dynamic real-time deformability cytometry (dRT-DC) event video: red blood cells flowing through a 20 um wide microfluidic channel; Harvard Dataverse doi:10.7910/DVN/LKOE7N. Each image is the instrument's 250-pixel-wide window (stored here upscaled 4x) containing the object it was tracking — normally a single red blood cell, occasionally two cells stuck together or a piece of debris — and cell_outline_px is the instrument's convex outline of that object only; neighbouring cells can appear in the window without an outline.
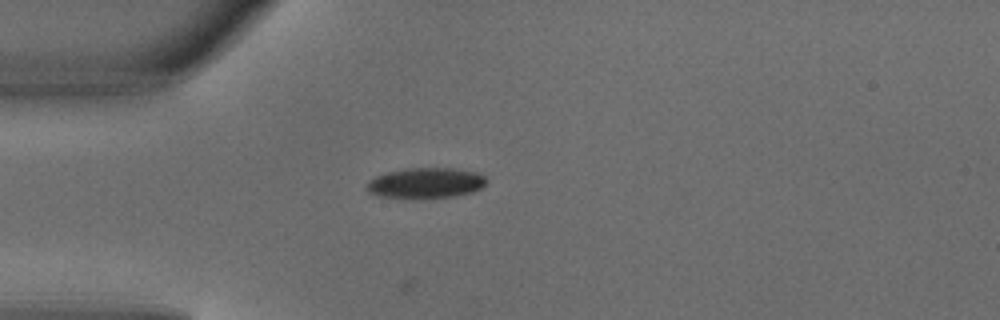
{"species": "common noctule bat (a hibernating species)", "species_latin": "Nyctalus noctula", "temperature_condition": "warm", "stored_images_in_passage": 1, "camera_frame_rate_fps": 3000, "um_per_image_px": 0.085, "animal": {"sex": "male", "body_mass_g": 18.8}, "frame": {"image": 1, "passage_image": 1, "time_ms": 0.0, "image_size_px": [1000, 320], "cell_outline_px": [[488, 180], [480, 188], [472, 192], [452, 196], [380, 196], [368, 192], [368, 180], [376, 176], [388, 172], [404, 168], [452, 168], [476, 172], [484, 176]], "centroid_in_image_um": [36.21, 15.51], "position_along_channel_um": 48.8, "area_um2": 20.46}}